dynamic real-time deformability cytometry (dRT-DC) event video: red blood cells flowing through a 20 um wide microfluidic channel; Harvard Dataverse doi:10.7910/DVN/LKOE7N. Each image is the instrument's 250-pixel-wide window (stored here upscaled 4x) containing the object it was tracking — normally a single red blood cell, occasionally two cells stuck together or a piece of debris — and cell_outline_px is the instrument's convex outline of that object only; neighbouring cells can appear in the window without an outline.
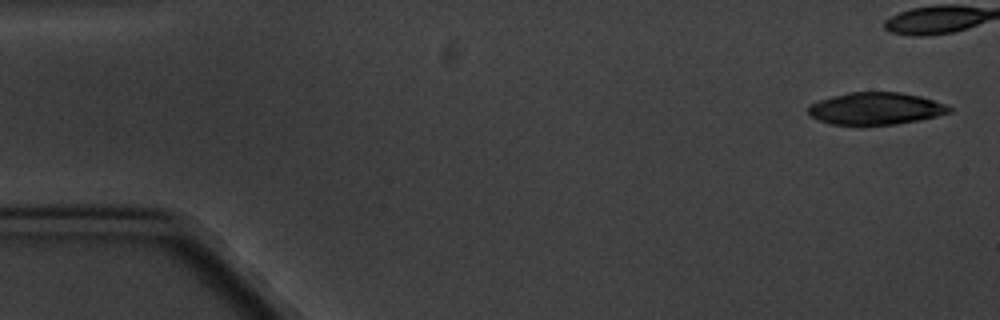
{"species": "common noctule bat (a hibernating species)", "species_latin": "Nyctalus noctula", "temperature_condition": "cold", "stored_images_in_passage": 17, "camera_frame_rate_fps": 3000, "um_per_image_px": 0.085, "animal": {"sex": "male", "body_mass_g": 20.1, "forearm_length_mm": 53.5}, "frame": {"image": 1, "passage_image": 1, "time_ms": 0.0, "image_size_px": [1000, 320], "cell_outline_px": [[952, 112], [920, 120], [896, 124], [832, 124], [820, 120], [812, 116], [808, 112], [808, 104], [832, 96], [848, 92], [900, 92], [920, 96], [944, 104], [952, 108]], "centroid_in_image_um": [74.44, 9.21], "position_along_channel_um": 10.6, "area_um2": 26.18}, "authors_computed_cell_mechanics": {"area_um2": 18.9584, "velocity_mm_per_s": 3.309, "shape_relaxation_time_tau1_ms": 4.1012, "shape_relaxation_time_tau2_ms": null, "deformation_change_tau1": 0.1016, "deformation_change_tau2": null}}